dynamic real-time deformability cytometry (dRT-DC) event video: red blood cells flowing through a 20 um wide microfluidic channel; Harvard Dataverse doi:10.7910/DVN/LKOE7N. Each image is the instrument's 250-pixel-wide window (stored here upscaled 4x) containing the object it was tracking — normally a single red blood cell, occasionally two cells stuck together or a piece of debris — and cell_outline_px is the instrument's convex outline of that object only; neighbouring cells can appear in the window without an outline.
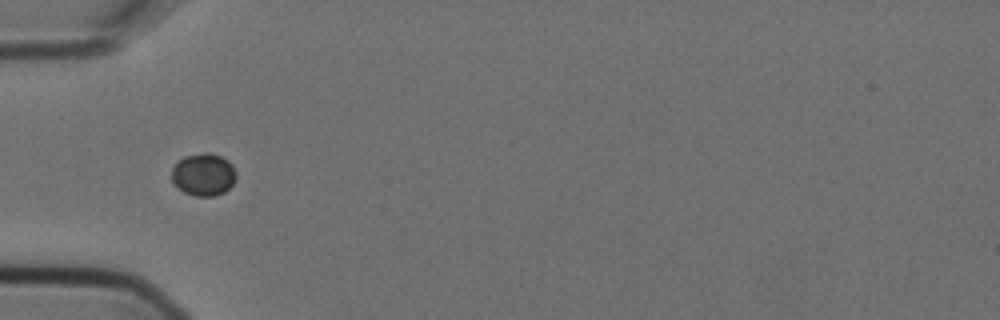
{"species": "Egyptian fruit bat (a non-hibernating species)", "species_latin": "Rousettus aegyptiacus", "temperature_condition": "cold", "stored_images_in_passage": 10, "camera_frame_rate_fps": 3000, "um_per_image_px": 0.085, "animal": {"sex": "female"}, "frame": {"image": 1, "passage_image": 5, "time_ms": 1.333, "image_size_px": [1000, 320], "cell_outline_px": [[236, 176], [232, 184], [224, 192], [212, 196], [196, 196], [184, 192], [172, 184], [172, 168], [184, 156], [204, 152], [208, 152], [220, 156], [228, 160], [232, 164], [236, 172]], "centroid_in_image_um": [17.29, 14.83], "position_along_channel_um": 67.7, "area_um2": 15.95}}
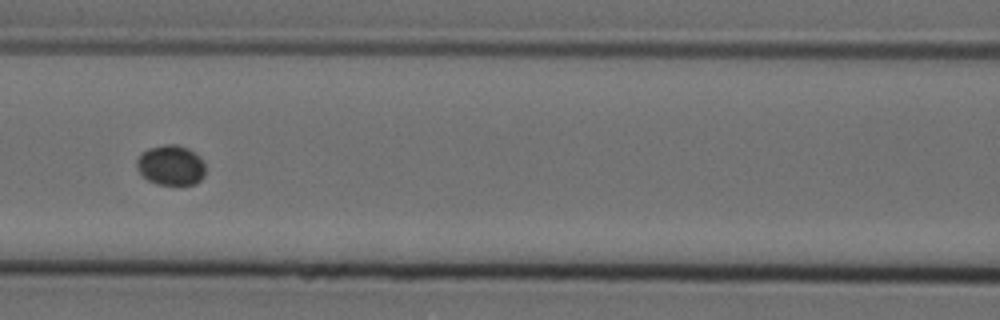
{"frame": {"image": 2, "passage_image": 7, "time_ms": 2.0, "image_size_px": [1000, 320], "cell_outline_px": [[204, 176], [196, 184], [156, 184], [148, 180], [140, 172], [136, 164], [136, 160], [140, 152], [148, 148], [164, 144], [176, 144], [188, 148], [204, 164]], "centroid_in_image_um": [14.48, 14.03], "position_along_channel_um": 152.1, "area_um2": 15.9}}
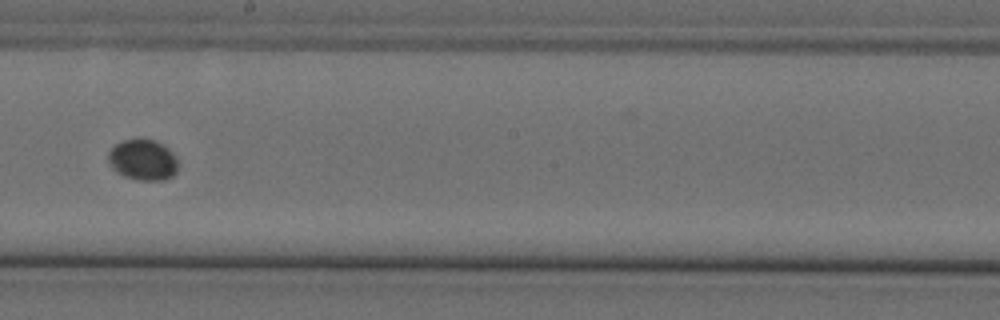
{"frame": {"image": 3, "passage_image": 9, "time_ms": 2.667, "image_size_px": [1000, 320], "cell_outline_px": [[176, 172], [172, 176], [164, 180], [136, 180], [124, 176], [108, 160], [108, 152], [116, 144], [124, 140], [136, 136], [156, 140], [168, 148], [176, 156]], "centroid_in_image_um": [12.17, 13.54], "position_along_channel_um": 236.0, "area_um2": 16.65}}